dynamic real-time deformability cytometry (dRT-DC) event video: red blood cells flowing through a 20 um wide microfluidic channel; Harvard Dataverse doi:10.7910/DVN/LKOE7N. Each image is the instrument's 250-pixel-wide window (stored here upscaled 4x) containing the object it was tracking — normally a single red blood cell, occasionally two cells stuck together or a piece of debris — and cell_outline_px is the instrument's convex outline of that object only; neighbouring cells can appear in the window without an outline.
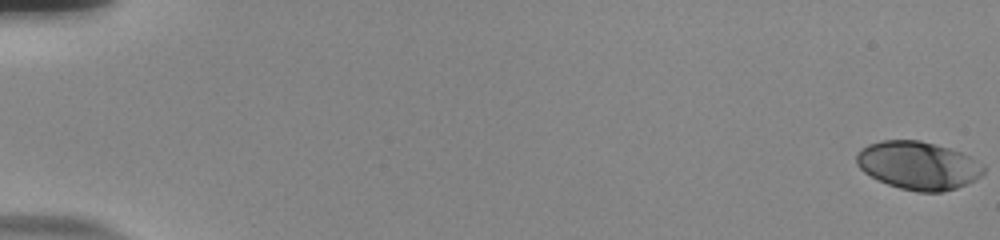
{"species": "human", "species_latin": "Homo sapiens", "temperature_condition": "room temperature", "stored_images_in_passage": 57, "camera_frame_rate_fps": 3000, "um_per_image_px": 0.085, "donor": {"sex": "male"}, "frame": {"image": 1, "passage_image": 1, "time_ms": 0.0, "image_size_px": [1000, 240], "cell_outline_px": [[984, 172], [980, 176], [956, 188], [940, 192], [916, 192], [900, 188], [888, 184], [864, 172], [856, 164], [856, 156], [868, 144], [880, 140], [920, 140], [948, 148], [960, 152], [984, 164]], "centroid_in_image_um": [78.04, 14.06], "position_along_channel_um": 7.0, "area_um2": 35.2}}
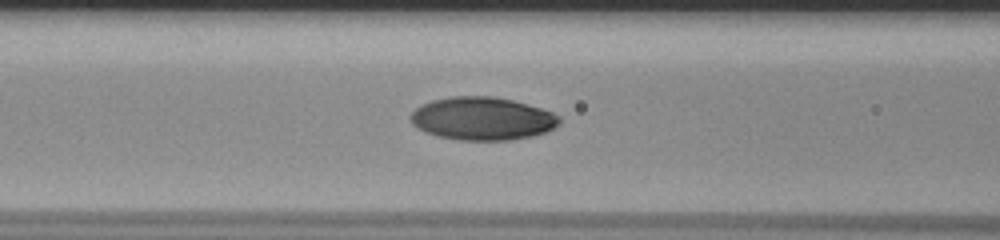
{"frame": {"image": 2, "passage_image": 26, "time_ms": 8.333, "image_size_px": [1000, 240], "cell_outline_px": [[560, 124], [544, 132], [532, 136], [512, 140], [460, 140], [436, 136], [424, 132], [416, 128], [408, 120], [408, 116], [420, 104], [432, 100], [452, 96], [492, 96], [512, 100], [540, 108], [552, 112], [560, 116]], "centroid_in_image_um": [40.94, 10.08], "position_along_channel_um": 125.7, "area_um2": 37.57}}
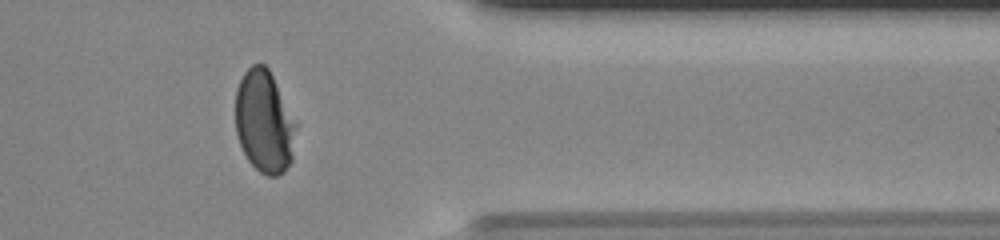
{"frame": {"image": 3, "passage_image": 48, "time_ms": 15.667, "image_size_px": [1000, 240], "cell_outline_px": [[296, 124], [292, 160], [284, 172], [276, 176], [268, 176], [260, 172], [248, 160], [240, 144], [236, 132], [236, 88], [244, 72], [252, 64], [264, 64], [268, 68]], "centroid_in_image_um": [22.44, 10.36], "position_along_channel_um": 389.0, "area_um2": 35.72}, "authors_computed_cell_mechanics": {"area_um2": 35.9516, "velocity_mm_per_s": 3.7334, "shape_relaxation_time_tau1_ms": 4.8386, "shape_relaxation_time_tau2_ms": null, "deformation_change_tau1": 0.2103, "deformation_change_tau2": null}}